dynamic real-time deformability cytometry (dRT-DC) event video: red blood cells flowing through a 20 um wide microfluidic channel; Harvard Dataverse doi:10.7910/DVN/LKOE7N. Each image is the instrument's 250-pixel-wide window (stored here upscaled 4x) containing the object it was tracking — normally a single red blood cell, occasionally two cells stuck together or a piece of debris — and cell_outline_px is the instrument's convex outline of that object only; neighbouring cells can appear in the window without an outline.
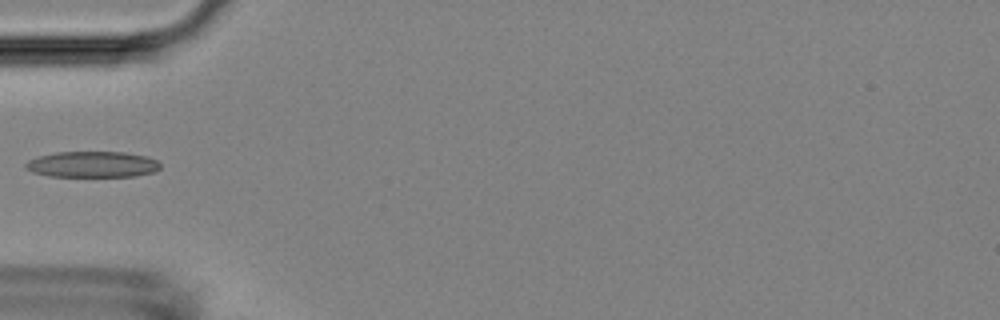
{"species": "Egyptian fruit bat (a non-hibernating species)", "species_latin": "Rousettus aegyptiacus", "temperature_condition": "room temperature", "stored_images_in_passage": 36, "camera_frame_rate_fps": 3000, "um_per_image_px": 0.085, "animal": {"sex": "female"}, "frame": {"image": 1, "passage_image": 1, "time_ms": 0.0, "image_size_px": [1000, 320], "cell_outline_px": [[160, 168], [156, 172], [136, 176], [48, 176], [32, 172], [24, 168], [24, 164], [28, 160], [36, 156], [56, 152], [124, 152], [148, 156], [156, 160], [160, 164]], "centroid_in_image_um": [7.84, 13.97], "position_along_channel_um": 77.2, "area_um2": 20.63}}
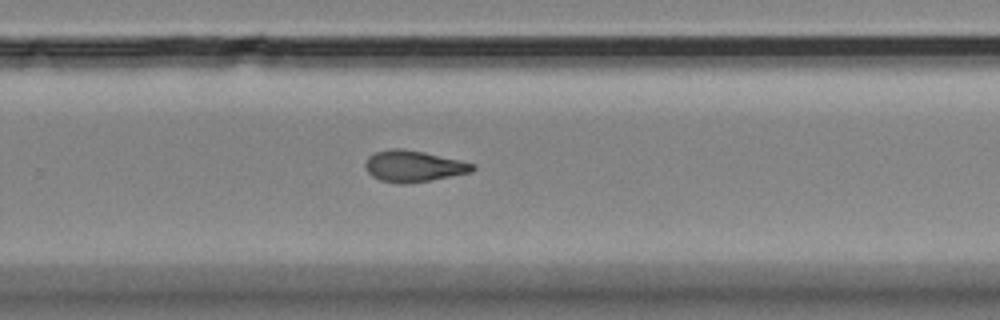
{"frame": {"image": 2, "passage_image": 18, "time_ms": 5.667, "image_size_px": [1000, 320], "cell_outline_px": [[476, 168], [472, 172], [432, 180], [404, 184], [400, 184], [380, 180], [372, 176], [364, 168], [364, 164], [368, 156], [376, 152], [392, 148], [400, 148], [424, 152], [460, 160], [476, 164]], "centroid_in_image_um": [35.15, 14.13], "position_along_channel_um": 294.7, "area_um2": 19.71}}
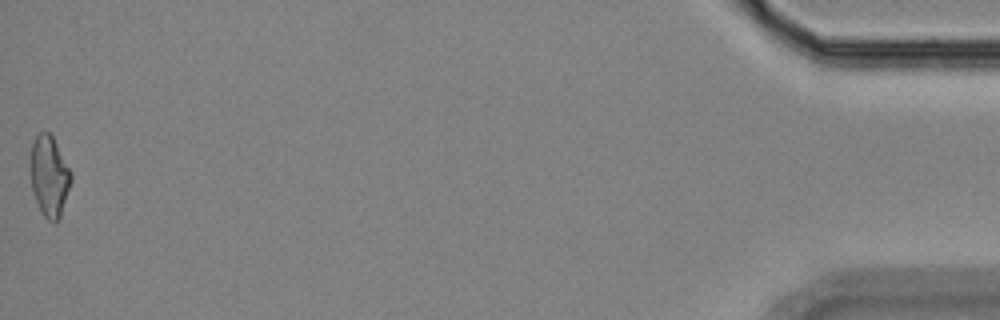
{"frame": {"image": 3, "passage_image": 36, "time_ms": 11.667, "image_size_px": [1000, 320], "cell_outline_px": [[72, 180], [60, 216], [56, 220], [48, 220], [44, 216], [32, 192], [28, 168], [28, 160], [32, 144], [36, 136], [40, 132], [48, 132], [52, 136], [72, 172]], "centroid_in_image_um": [4.15, 14.93], "position_along_channel_um": 431.0, "area_um2": 19.31}}